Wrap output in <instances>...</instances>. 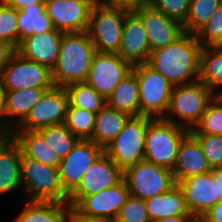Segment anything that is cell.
Returning a JSON list of instances; mask_svg holds the SVG:
<instances>
[{
    "instance_id": "obj_1",
    "label": "cell",
    "mask_w": 222,
    "mask_h": 222,
    "mask_svg": "<svg viewBox=\"0 0 222 222\" xmlns=\"http://www.w3.org/2000/svg\"><path fill=\"white\" fill-rule=\"evenodd\" d=\"M201 49L195 35L185 32L173 43L152 51L147 64L173 86L192 83L199 78Z\"/></svg>"
},
{
    "instance_id": "obj_2",
    "label": "cell",
    "mask_w": 222,
    "mask_h": 222,
    "mask_svg": "<svg viewBox=\"0 0 222 222\" xmlns=\"http://www.w3.org/2000/svg\"><path fill=\"white\" fill-rule=\"evenodd\" d=\"M95 53L87 32L63 33L56 67L52 71L54 86L86 82Z\"/></svg>"
},
{
    "instance_id": "obj_3",
    "label": "cell",
    "mask_w": 222,
    "mask_h": 222,
    "mask_svg": "<svg viewBox=\"0 0 222 222\" xmlns=\"http://www.w3.org/2000/svg\"><path fill=\"white\" fill-rule=\"evenodd\" d=\"M189 132L163 118L148 117L144 160L172 171L180 144Z\"/></svg>"
},
{
    "instance_id": "obj_4",
    "label": "cell",
    "mask_w": 222,
    "mask_h": 222,
    "mask_svg": "<svg viewBox=\"0 0 222 222\" xmlns=\"http://www.w3.org/2000/svg\"><path fill=\"white\" fill-rule=\"evenodd\" d=\"M20 171L21 185L28 194V201L68 203L69 194L62 187L58 168L21 157Z\"/></svg>"
},
{
    "instance_id": "obj_5",
    "label": "cell",
    "mask_w": 222,
    "mask_h": 222,
    "mask_svg": "<svg viewBox=\"0 0 222 222\" xmlns=\"http://www.w3.org/2000/svg\"><path fill=\"white\" fill-rule=\"evenodd\" d=\"M213 98L210 89L200 80L173 86L170 104L163 119L191 130L199 122ZM177 116L182 121L176 120Z\"/></svg>"
},
{
    "instance_id": "obj_6",
    "label": "cell",
    "mask_w": 222,
    "mask_h": 222,
    "mask_svg": "<svg viewBox=\"0 0 222 222\" xmlns=\"http://www.w3.org/2000/svg\"><path fill=\"white\" fill-rule=\"evenodd\" d=\"M140 101V116L164 118L167 113L173 85L147 63L134 65Z\"/></svg>"
},
{
    "instance_id": "obj_7",
    "label": "cell",
    "mask_w": 222,
    "mask_h": 222,
    "mask_svg": "<svg viewBox=\"0 0 222 222\" xmlns=\"http://www.w3.org/2000/svg\"><path fill=\"white\" fill-rule=\"evenodd\" d=\"M128 12L96 1L90 11L87 34L96 52H118L122 39L124 17Z\"/></svg>"
},
{
    "instance_id": "obj_8",
    "label": "cell",
    "mask_w": 222,
    "mask_h": 222,
    "mask_svg": "<svg viewBox=\"0 0 222 222\" xmlns=\"http://www.w3.org/2000/svg\"><path fill=\"white\" fill-rule=\"evenodd\" d=\"M148 117H130L104 153L122 170L144 160Z\"/></svg>"
},
{
    "instance_id": "obj_9",
    "label": "cell",
    "mask_w": 222,
    "mask_h": 222,
    "mask_svg": "<svg viewBox=\"0 0 222 222\" xmlns=\"http://www.w3.org/2000/svg\"><path fill=\"white\" fill-rule=\"evenodd\" d=\"M130 196L146 200L176 185L173 172L145 160L123 171Z\"/></svg>"
},
{
    "instance_id": "obj_10",
    "label": "cell",
    "mask_w": 222,
    "mask_h": 222,
    "mask_svg": "<svg viewBox=\"0 0 222 222\" xmlns=\"http://www.w3.org/2000/svg\"><path fill=\"white\" fill-rule=\"evenodd\" d=\"M0 85L4 91L54 86L51 71L39 63L23 58L17 52L0 72Z\"/></svg>"
},
{
    "instance_id": "obj_11",
    "label": "cell",
    "mask_w": 222,
    "mask_h": 222,
    "mask_svg": "<svg viewBox=\"0 0 222 222\" xmlns=\"http://www.w3.org/2000/svg\"><path fill=\"white\" fill-rule=\"evenodd\" d=\"M68 108L65 87L53 86L45 90L26 118L14 130H39L64 123Z\"/></svg>"
},
{
    "instance_id": "obj_12",
    "label": "cell",
    "mask_w": 222,
    "mask_h": 222,
    "mask_svg": "<svg viewBox=\"0 0 222 222\" xmlns=\"http://www.w3.org/2000/svg\"><path fill=\"white\" fill-rule=\"evenodd\" d=\"M133 66L116 53L96 52L86 83L105 99L129 73Z\"/></svg>"
},
{
    "instance_id": "obj_13",
    "label": "cell",
    "mask_w": 222,
    "mask_h": 222,
    "mask_svg": "<svg viewBox=\"0 0 222 222\" xmlns=\"http://www.w3.org/2000/svg\"><path fill=\"white\" fill-rule=\"evenodd\" d=\"M123 180V171L103 153L86 171L78 186L69 194L74 207L84 196L97 194Z\"/></svg>"
},
{
    "instance_id": "obj_14",
    "label": "cell",
    "mask_w": 222,
    "mask_h": 222,
    "mask_svg": "<svg viewBox=\"0 0 222 222\" xmlns=\"http://www.w3.org/2000/svg\"><path fill=\"white\" fill-rule=\"evenodd\" d=\"M96 0H46L45 12L54 29L63 33L86 32Z\"/></svg>"
},
{
    "instance_id": "obj_15",
    "label": "cell",
    "mask_w": 222,
    "mask_h": 222,
    "mask_svg": "<svg viewBox=\"0 0 222 222\" xmlns=\"http://www.w3.org/2000/svg\"><path fill=\"white\" fill-rule=\"evenodd\" d=\"M104 153V149L90 140H79L72 150L61 159L60 181L70 194L80 183L85 171Z\"/></svg>"
},
{
    "instance_id": "obj_16",
    "label": "cell",
    "mask_w": 222,
    "mask_h": 222,
    "mask_svg": "<svg viewBox=\"0 0 222 222\" xmlns=\"http://www.w3.org/2000/svg\"><path fill=\"white\" fill-rule=\"evenodd\" d=\"M130 196L124 180L97 194L84 196L74 208L86 217L115 220L120 209Z\"/></svg>"
},
{
    "instance_id": "obj_17",
    "label": "cell",
    "mask_w": 222,
    "mask_h": 222,
    "mask_svg": "<svg viewBox=\"0 0 222 222\" xmlns=\"http://www.w3.org/2000/svg\"><path fill=\"white\" fill-rule=\"evenodd\" d=\"M134 13L141 19L147 32L151 52L173 43L185 33L182 23L167 17L151 5Z\"/></svg>"
},
{
    "instance_id": "obj_18",
    "label": "cell",
    "mask_w": 222,
    "mask_h": 222,
    "mask_svg": "<svg viewBox=\"0 0 222 222\" xmlns=\"http://www.w3.org/2000/svg\"><path fill=\"white\" fill-rule=\"evenodd\" d=\"M177 184L182 189L190 214H205L221 201L217 195V181L213 179L212 170L183 179Z\"/></svg>"
},
{
    "instance_id": "obj_19",
    "label": "cell",
    "mask_w": 222,
    "mask_h": 222,
    "mask_svg": "<svg viewBox=\"0 0 222 222\" xmlns=\"http://www.w3.org/2000/svg\"><path fill=\"white\" fill-rule=\"evenodd\" d=\"M117 54L132 66L147 63L151 54L147 32L141 19L134 13L124 17L120 48Z\"/></svg>"
},
{
    "instance_id": "obj_20",
    "label": "cell",
    "mask_w": 222,
    "mask_h": 222,
    "mask_svg": "<svg viewBox=\"0 0 222 222\" xmlns=\"http://www.w3.org/2000/svg\"><path fill=\"white\" fill-rule=\"evenodd\" d=\"M63 32L52 29L23 39L16 52L23 58L53 71L56 67Z\"/></svg>"
},
{
    "instance_id": "obj_21",
    "label": "cell",
    "mask_w": 222,
    "mask_h": 222,
    "mask_svg": "<svg viewBox=\"0 0 222 222\" xmlns=\"http://www.w3.org/2000/svg\"><path fill=\"white\" fill-rule=\"evenodd\" d=\"M211 168L197 138L189 132L182 140L172 169L176 184L192 176L210 172Z\"/></svg>"
},
{
    "instance_id": "obj_22",
    "label": "cell",
    "mask_w": 222,
    "mask_h": 222,
    "mask_svg": "<svg viewBox=\"0 0 222 222\" xmlns=\"http://www.w3.org/2000/svg\"><path fill=\"white\" fill-rule=\"evenodd\" d=\"M48 89L50 88L31 87L5 91V135H9L26 118L31 108Z\"/></svg>"
},
{
    "instance_id": "obj_23",
    "label": "cell",
    "mask_w": 222,
    "mask_h": 222,
    "mask_svg": "<svg viewBox=\"0 0 222 222\" xmlns=\"http://www.w3.org/2000/svg\"><path fill=\"white\" fill-rule=\"evenodd\" d=\"M21 150L10 135L0 136V196L21 185Z\"/></svg>"
},
{
    "instance_id": "obj_24",
    "label": "cell",
    "mask_w": 222,
    "mask_h": 222,
    "mask_svg": "<svg viewBox=\"0 0 222 222\" xmlns=\"http://www.w3.org/2000/svg\"><path fill=\"white\" fill-rule=\"evenodd\" d=\"M9 135L19 145L21 157H30L47 166L59 168L61 158L44 141L38 130H13Z\"/></svg>"
},
{
    "instance_id": "obj_25",
    "label": "cell",
    "mask_w": 222,
    "mask_h": 222,
    "mask_svg": "<svg viewBox=\"0 0 222 222\" xmlns=\"http://www.w3.org/2000/svg\"><path fill=\"white\" fill-rule=\"evenodd\" d=\"M130 116L105 105L95 116L93 134L90 141L105 149L123 129Z\"/></svg>"
},
{
    "instance_id": "obj_26",
    "label": "cell",
    "mask_w": 222,
    "mask_h": 222,
    "mask_svg": "<svg viewBox=\"0 0 222 222\" xmlns=\"http://www.w3.org/2000/svg\"><path fill=\"white\" fill-rule=\"evenodd\" d=\"M71 210L69 203L28 201L13 222H69Z\"/></svg>"
},
{
    "instance_id": "obj_27",
    "label": "cell",
    "mask_w": 222,
    "mask_h": 222,
    "mask_svg": "<svg viewBox=\"0 0 222 222\" xmlns=\"http://www.w3.org/2000/svg\"><path fill=\"white\" fill-rule=\"evenodd\" d=\"M145 201L151 222L174 215H189L182 189L176 184L169 191Z\"/></svg>"
},
{
    "instance_id": "obj_28",
    "label": "cell",
    "mask_w": 222,
    "mask_h": 222,
    "mask_svg": "<svg viewBox=\"0 0 222 222\" xmlns=\"http://www.w3.org/2000/svg\"><path fill=\"white\" fill-rule=\"evenodd\" d=\"M136 74L132 71L115 87L107 97L106 104L128 114L130 117L140 116V101Z\"/></svg>"
},
{
    "instance_id": "obj_29",
    "label": "cell",
    "mask_w": 222,
    "mask_h": 222,
    "mask_svg": "<svg viewBox=\"0 0 222 222\" xmlns=\"http://www.w3.org/2000/svg\"><path fill=\"white\" fill-rule=\"evenodd\" d=\"M198 80L210 89L214 97L222 95V90L215 92L222 85V46L202 47Z\"/></svg>"
},
{
    "instance_id": "obj_30",
    "label": "cell",
    "mask_w": 222,
    "mask_h": 222,
    "mask_svg": "<svg viewBox=\"0 0 222 222\" xmlns=\"http://www.w3.org/2000/svg\"><path fill=\"white\" fill-rule=\"evenodd\" d=\"M17 25L18 46L23 39L29 36L54 29L50 18L45 12L44 4H34L19 10Z\"/></svg>"
},
{
    "instance_id": "obj_31",
    "label": "cell",
    "mask_w": 222,
    "mask_h": 222,
    "mask_svg": "<svg viewBox=\"0 0 222 222\" xmlns=\"http://www.w3.org/2000/svg\"><path fill=\"white\" fill-rule=\"evenodd\" d=\"M65 90L70 106L97 114L106 105V99L86 82L69 84Z\"/></svg>"
},
{
    "instance_id": "obj_32",
    "label": "cell",
    "mask_w": 222,
    "mask_h": 222,
    "mask_svg": "<svg viewBox=\"0 0 222 222\" xmlns=\"http://www.w3.org/2000/svg\"><path fill=\"white\" fill-rule=\"evenodd\" d=\"M44 141L62 159L64 158L79 141V139L67 129L64 123L52 125L38 130Z\"/></svg>"
},
{
    "instance_id": "obj_33",
    "label": "cell",
    "mask_w": 222,
    "mask_h": 222,
    "mask_svg": "<svg viewBox=\"0 0 222 222\" xmlns=\"http://www.w3.org/2000/svg\"><path fill=\"white\" fill-rule=\"evenodd\" d=\"M222 0H191L183 29L186 33L195 34L209 19Z\"/></svg>"
},
{
    "instance_id": "obj_34",
    "label": "cell",
    "mask_w": 222,
    "mask_h": 222,
    "mask_svg": "<svg viewBox=\"0 0 222 222\" xmlns=\"http://www.w3.org/2000/svg\"><path fill=\"white\" fill-rule=\"evenodd\" d=\"M96 113L68 104L64 124L79 140H90L93 134Z\"/></svg>"
},
{
    "instance_id": "obj_35",
    "label": "cell",
    "mask_w": 222,
    "mask_h": 222,
    "mask_svg": "<svg viewBox=\"0 0 222 222\" xmlns=\"http://www.w3.org/2000/svg\"><path fill=\"white\" fill-rule=\"evenodd\" d=\"M192 134H212L222 136V99L214 97L199 122L190 130Z\"/></svg>"
},
{
    "instance_id": "obj_36",
    "label": "cell",
    "mask_w": 222,
    "mask_h": 222,
    "mask_svg": "<svg viewBox=\"0 0 222 222\" xmlns=\"http://www.w3.org/2000/svg\"><path fill=\"white\" fill-rule=\"evenodd\" d=\"M194 35L202 47L222 46V3Z\"/></svg>"
},
{
    "instance_id": "obj_37",
    "label": "cell",
    "mask_w": 222,
    "mask_h": 222,
    "mask_svg": "<svg viewBox=\"0 0 222 222\" xmlns=\"http://www.w3.org/2000/svg\"><path fill=\"white\" fill-rule=\"evenodd\" d=\"M18 13L17 9L0 0V40L8 42L15 49L18 48Z\"/></svg>"
},
{
    "instance_id": "obj_38",
    "label": "cell",
    "mask_w": 222,
    "mask_h": 222,
    "mask_svg": "<svg viewBox=\"0 0 222 222\" xmlns=\"http://www.w3.org/2000/svg\"><path fill=\"white\" fill-rule=\"evenodd\" d=\"M199 141L211 168H222V136L212 134H193Z\"/></svg>"
},
{
    "instance_id": "obj_39",
    "label": "cell",
    "mask_w": 222,
    "mask_h": 222,
    "mask_svg": "<svg viewBox=\"0 0 222 222\" xmlns=\"http://www.w3.org/2000/svg\"><path fill=\"white\" fill-rule=\"evenodd\" d=\"M114 222H151L145 201L129 196Z\"/></svg>"
},
{
    "instance_id": "obj_40",
    "label": "cell",
    "mask_w": 222,
    "mask_h": 222,
    "mask_svg": "<svg viewBox=\"0 0 222 222\" xmlns=\"http://www.w3.org/2000/svg\"><path fill=\"white\" fill-rule=\"evenodd\" d=\"M191 0H151L150 5L167 17L184 23Z\"/></svg>"
},
{
    "instance_id": "obj_41",
    "label": "cell",
    "mask_w": 222,
    "mask_h": 222,
    "mask_svg": "<svg viewBox=\"0 0 222 222\" xmlns=\"http://www.w3.org/2000/svg\"><path fill=\"white\" fill-rule=\"evenodd\" d=\"M106 6L124 10L128 13L136 12L139 9L150 5L151 0H100Z\"/></svg>"
},
{
    "instance_id": "obj_42",
    "label": "cell",
    "mask_w": 222,
    "mask_h": 222,
    "mask_svg": "<svg viewBox=\"0 0 222 222\" xmlns=\"http://www.w3.org/2000/svg\"><path fill=\"white\" fill-rule=\"evenodd\" d=\"M16 49L6 41L0 40V72L9 62Z\"/></svg>"
},
{
    "instance_id": "obj_43",
    "label": "cell",
    "mask_w": 222,
    "mask_h": 222,
    "mask_svg": "<svg viewBox=\"0 0 222 222\" xmlns=\"http://www.w3.org/2000/svg\"><path fill=\"white\" fill-rule=\"evenodd\" d=\"M69 222H114V221L104 218L86 217L84 215H81L74 207H72L69 216Z\"/></svg>"
},
{
    "instance_id": "obj_44",
    "label": "cell",
    "mask_w": 222,
    "mask_h": 222,
    "mask_svg": "<svg viewBox=\"0 0 222 222\" xmlns=\"http://www.w3.org/2000/svg\"><path fill=\"white\" fill-rule=\"evenodd\" d=\"M8 6L18 11L34 4H45L46 0H3Z\"/></svg>"
},
{
    "instance_id": "obj_45",
    "label": "cell",
    "mask_w": 222,
    "mask_h": 222,
    "mask_svg": "<svg viewBox=\"0 0 222 222\" xmlns=\"http://www.w3.org/2000/svg\"><path fill=\"white\" fill-rule=\"evenodd\" d=\"M205 215L210 219L211 222H222V201L208 210Z\"/></svg>"
},
{
    "instance_id": "obj_46",
    "label": "cell",
    "mask_w": 222,
    "mask_h": 222,
    "mask_svg": "<svg viewBox=\"0 0 222 222\" xmlns=\"http://www.w3.org/2000/svg\"><path fill=\"white\" fill-rule=\"evenodd\" d=\"M5 91L0 85V136L5 135Z\"/></svg>"
},
{
    "instance_id": "obj_47",
    "label": "cell",
    "mask_w": 222,
    "mask_h": 222,
    "mask_svg": "<svg viewBox=\"0 0 222 222\" xmlns=\"http://www.w3.org/2000/svg\"><path fill=\"white\" fill-rule=\"evenodd\" d=\"M212 176L214 181H217V195L220 196V200L222 201V168L213 169Z\"/></svg>"
},
{
    "instance_id": "obj_48",
    "label": "cell",
    "mask_w": 222,
    "mask_h": 222,
    "mask_svg": "<svg viewBox=\"0 0 222 222\" xmlns=\"http://www.w3.org/2000/svg\"><path fill=\"white\" fill-rule=\"evenodd\" d=\"M188 218V215H174V216H168L166 218L159 219L154 222H186Z\"/></svg>"
},
{
    "instance_id": "obj_49",
    "label": "cell",
    "mask_w": 222,
    "mask_h": 222,
    "mask_svg": "<svg viewBox=\"0 0 222 222\" xmlns=\"http://www.w3.org/2000/svg\"><path fill=\"white\" fill-rule=\"evenodd\" d=\"M186 222H211L205 214H189Z\"/></svg>"
}]
</instances>
